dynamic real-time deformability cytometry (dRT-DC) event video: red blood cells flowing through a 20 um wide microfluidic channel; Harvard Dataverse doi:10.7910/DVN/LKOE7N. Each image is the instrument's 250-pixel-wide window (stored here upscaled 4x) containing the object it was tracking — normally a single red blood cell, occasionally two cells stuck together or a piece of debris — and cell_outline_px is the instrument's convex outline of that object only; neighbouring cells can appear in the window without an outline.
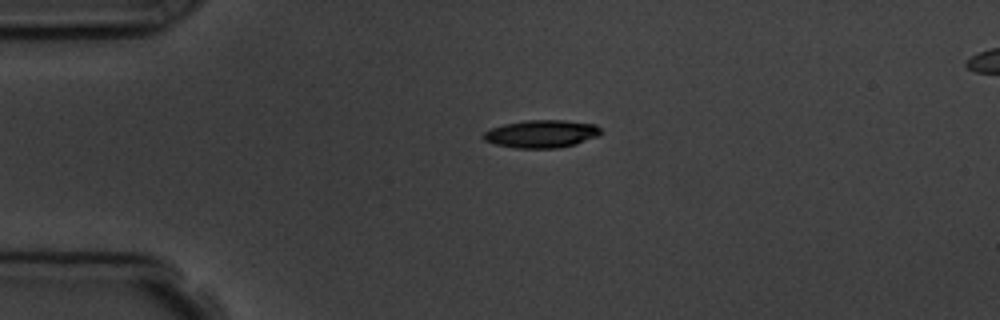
{"species": "common noctule bat (a hibernating species)", "species_latin": "Nyctalus noctula", "temperature_condition": "room temperature", "stored_images_in_passage": 2, "camera_frame_rate_fps": 3000, "um_per_image_px": 0.085, "animal": {"sex": "male", "body_mass_g": 19.5, "forearm_length_mm": 54.6}, "frame": {"image": 1, "passage_image": 1, "time_ms": 0.0, "image_size_px": [1000, 320], "cell_outline_px": [[600, 136], [576, 144], [560, 148], [516, 148], [496, 144], [484, 140], [484, 132], [492, 128], [504, 124], [524, 120], [564, 120], [596, 124], [600, 128]], "centroid_in_image_um": [46.07, 11.37], "position_along_channel_um": 38.9, "area_um2": 19.02}}